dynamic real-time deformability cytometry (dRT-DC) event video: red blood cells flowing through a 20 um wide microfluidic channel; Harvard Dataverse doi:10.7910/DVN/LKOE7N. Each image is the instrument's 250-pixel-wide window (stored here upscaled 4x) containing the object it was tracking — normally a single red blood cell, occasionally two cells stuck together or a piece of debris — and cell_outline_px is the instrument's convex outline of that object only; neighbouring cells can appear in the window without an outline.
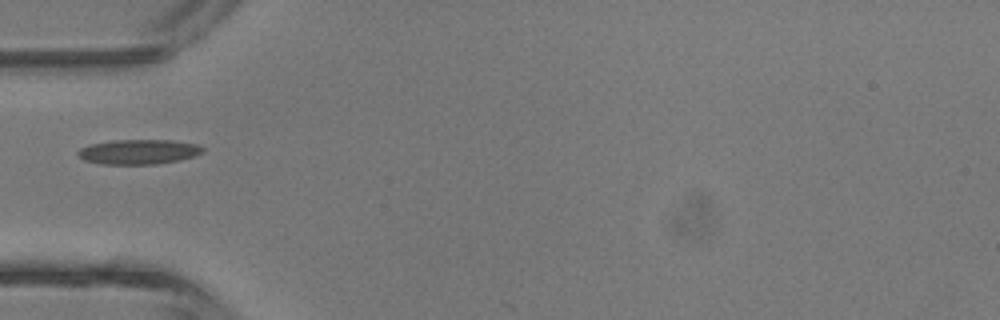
{"species": "common noctule bat (a hibernating species)", "species_latin": "Nyctalus noctula", "temperature_condition": "room temperature", "stored_images_in_passage": 4, "camera_frame_rate_fps": 3000, "um_per_image_px": 0.085, "animal": {"sex": "male", "body_mass_g": 13.3}, "frame": {"image": 1, "passage_image": 4, "time_ms": 3.667, "image_size_px": [1000, 320], "cell_outline_px": [[204, 152], [196, 156], [180, 160], [156, 164], [100, 164], [84, 160], [76, 152], [80, 148], [88, 144], [112, 140], [172, 140], [200, 144], [204, 148]], "centroid_in_image_um": [11.81, 12.9], "position_along_channel_um": 73.2, "area_um2": 18.32}}